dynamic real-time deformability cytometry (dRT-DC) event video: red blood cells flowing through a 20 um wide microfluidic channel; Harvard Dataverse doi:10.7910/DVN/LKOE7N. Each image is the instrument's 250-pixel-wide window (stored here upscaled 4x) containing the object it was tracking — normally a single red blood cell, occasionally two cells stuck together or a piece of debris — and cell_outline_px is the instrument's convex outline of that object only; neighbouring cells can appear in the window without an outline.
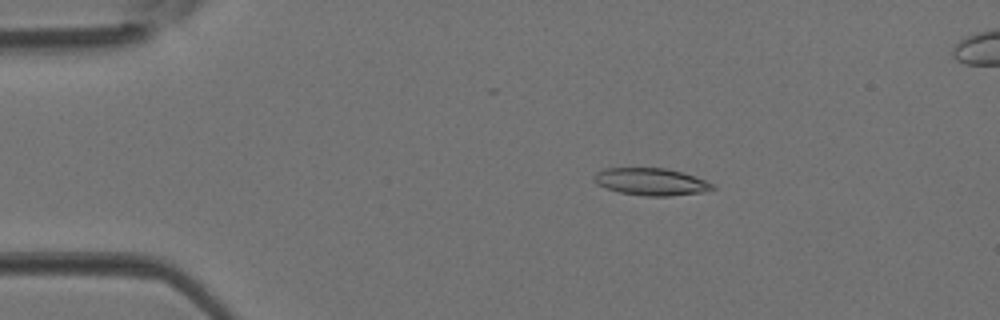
{"species": "Egyptian fruit bat (a non-hibernating species)", "species_latin": "Rousettus aegyptiacus", "temperature_condition": "room temperature", "stored_images_in_passage": 4, "camera_frame_rate_fps": 3000, "um_per_image_px": 0.085, "animal": {"sex": "female"}, "frame": {"image": 1, "passage_image": 2, "time_ms": 0.333, "image_size_px": [1000, 320], "cell_outline_px": [[716, 188], [704, 192], [668, 196], [644, 196], [620, 192], [596, 184], [592, 180], [592, 176], [596, 172], [604, 168], [664, 168], [680, 172], [704, 180], [712, 184]], "centroid_in_image_um": [55.28, 15.45], "position_along_channel_um": 29.7, "area_um2": 18.67}}